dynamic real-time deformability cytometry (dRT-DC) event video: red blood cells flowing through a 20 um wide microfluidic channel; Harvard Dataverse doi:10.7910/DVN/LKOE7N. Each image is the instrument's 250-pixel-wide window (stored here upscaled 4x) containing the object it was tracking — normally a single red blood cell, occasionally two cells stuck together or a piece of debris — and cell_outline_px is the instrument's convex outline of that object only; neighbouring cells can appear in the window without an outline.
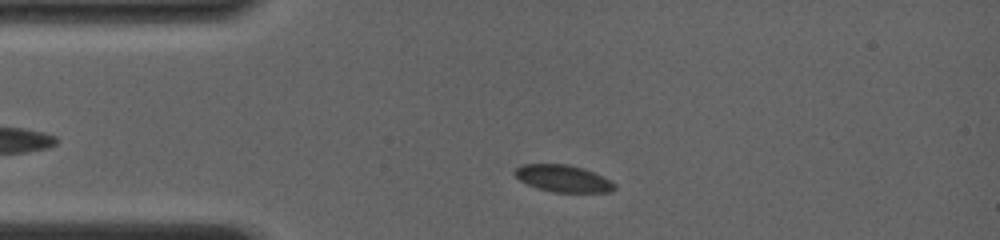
{"species": "common noctule bat (a hibernating species)", "species_latin": "Nyctalus noctula", "temperature_condition": "room temperature", "stored_images_in_passage": 41, "camera_frame_rate_fps": 4000, "um_per_image_px": 0.085, "animal": {"sex": "female", "body_mass_g": 19.0, "forearm_length_mm": 56.7}, "frame": {"image": 1, "passage_image": 4, "time_ms": 1.25, "image_size_px": [1000, 240], "cell_outline_px": [[616, 188], [612, 192], [552, 192], [536, 188], [520, 180], [512, 172], [520, 164], [568, 164], [584, 168], [616, 184]], "centroid_in_image_um": [47.83, 15.17], "position_along_channel_um": 37.2, "area_um2": 15.66}}
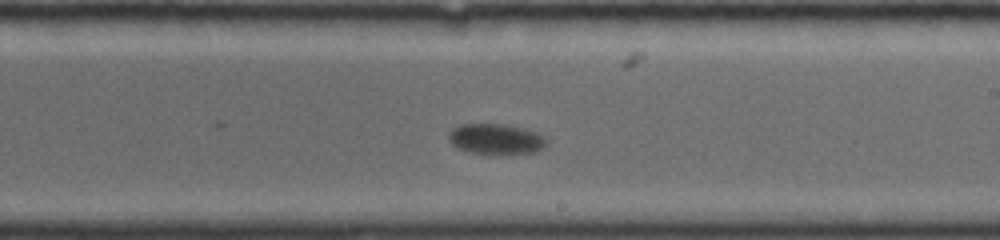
{"frame": {"image": 2, "passage_image": 19, "time_ms": 7.5, "image_size_px": [1000, 240], "cell_outline_px": [[548, 144], [544, 148], [536, 152], [512, 156], [472, 152], [456, 148], [448, 140], [448, 132], [452, 128], [460, 124], [504, 124], [524, 128], [536, 132], [544, 136], [548, 140]], "centroid_in_image_um": [42.2, 11.84], "position_along_channel_um": 246.8, "area_um2": 18.09}}
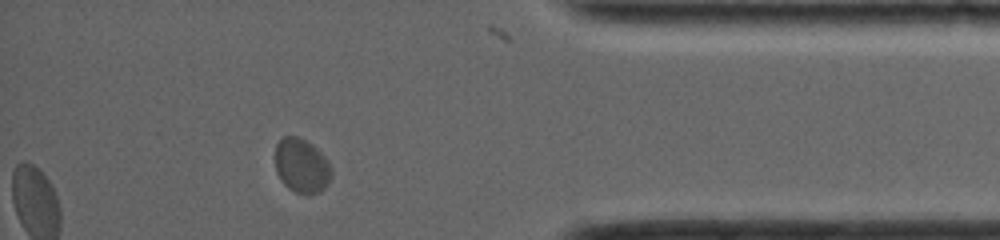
{"frame": {"image": 3, "passage_image": 36, "time_ms": 12.25, "image_size_px": [1000, 240], "cell_outline_px": [[332, 176], [328, 184], [320, 192], [296, 192], [288, 188], [280, 180], [276, 172], [276, 144], [284, 136], [296, 136], [312, 144], [328, 160], [332, 168]], "centroid_in_image_um": [25.65, 14.07], "position_along_channel_um": 409.5, "area_um2": 17.69}}